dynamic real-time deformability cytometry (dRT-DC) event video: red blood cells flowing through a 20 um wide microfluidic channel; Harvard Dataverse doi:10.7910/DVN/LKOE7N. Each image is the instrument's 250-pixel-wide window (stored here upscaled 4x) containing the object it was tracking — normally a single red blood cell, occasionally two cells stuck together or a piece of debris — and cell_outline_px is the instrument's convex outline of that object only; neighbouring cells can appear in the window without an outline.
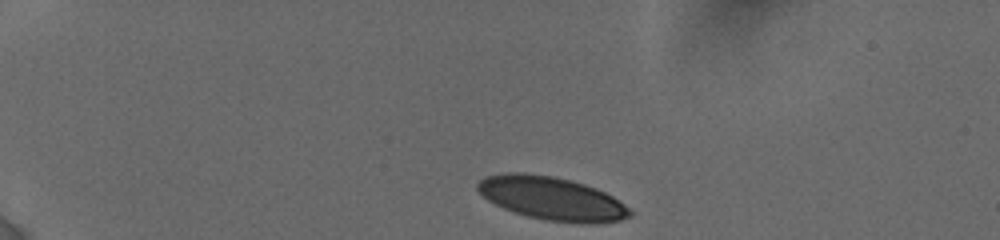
{"species": "human", "species_latin": "Homo sapiens", "temperature_condition": "cold", "stored_images_in_passage": 5, "camera_frame_rate_fps": 3000, "um_per_image_px": 0.085, "donor": {"sex": "female"}, "frame": {"image": 1, "passage_image": 1, "time_ms": 0.0, "image_size_px": [1000, 240], "cell_outline_px": [[632, 216], [620, 220], [596, 224], [580, 224], [544, 220], [528, 216], [504, 208], [488, 200], [476, 188], [476, 184], [484, 176], [504, 172], [524, 172], [552, 176], [584, 184], [596, 188], [612, 196], [624, 204], [632, 212]], "centroid_in_image_um": [46.9, 16.87], "position_along_channel_um": 38.1, "area_um2": 38.49}}